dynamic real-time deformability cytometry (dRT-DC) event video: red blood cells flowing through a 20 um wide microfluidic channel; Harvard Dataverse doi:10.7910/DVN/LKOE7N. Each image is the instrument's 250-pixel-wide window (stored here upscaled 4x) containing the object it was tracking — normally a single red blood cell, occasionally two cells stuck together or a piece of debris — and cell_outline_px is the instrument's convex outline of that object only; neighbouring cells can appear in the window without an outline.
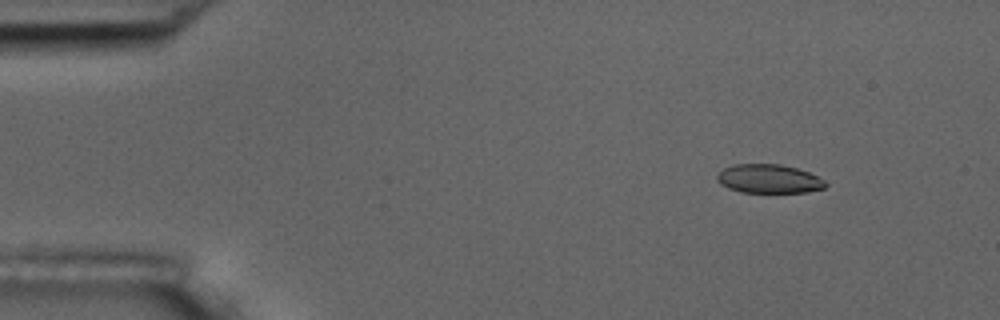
{"species": "common noctule bat (a hibernating species)", "species_latin": "Nyctalus noctula", "temperature_condition": "room temperature", "stored_images_in_passage": 5, "camera_frame_rate_fps": 3000, "um_per_image_px": 0.085, "animal": {"sex": "male", "body_mass_g": 17.5, "forearm_length_mm": 52.3}, "frame": {"image": 1, "passage_image": 2, "time_ms": 0.333, "image_size_px": [1000, 320], "cell_outline_px": [[828, 184], [824, 188], [808, 192], [740, 192], [728, 188], [720, 184], [716, 180], [716, 176], [724, 168], [736, 164], [780, 164], [796, 168], [808, 172], [824, 180]], "centroid_in_image_um": [65.34, 15.2], "position_along_channel_um": 19.7, "area_um2": 18.15}}
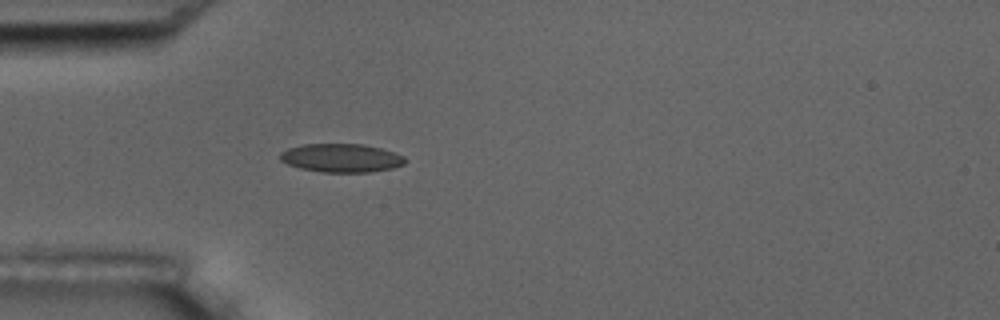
{"frame": {"image": 2, "passage_image": 5, "time_ms": 1.333, "image_size_px": [1000, 320], "cell_outline_px": [[408, 160], [404, 164], [392, 168], [368, 172], [320, 172], [300, 168], [288, 164], [280, 160], [280, 152], [288, 148], [304, 144], [364, 144], [380, 148], [404, 156]], "centroid_in_image_um": [29.01, 13.42], "position_along_channel_um": 56.0, "area_um2": 20.75}}